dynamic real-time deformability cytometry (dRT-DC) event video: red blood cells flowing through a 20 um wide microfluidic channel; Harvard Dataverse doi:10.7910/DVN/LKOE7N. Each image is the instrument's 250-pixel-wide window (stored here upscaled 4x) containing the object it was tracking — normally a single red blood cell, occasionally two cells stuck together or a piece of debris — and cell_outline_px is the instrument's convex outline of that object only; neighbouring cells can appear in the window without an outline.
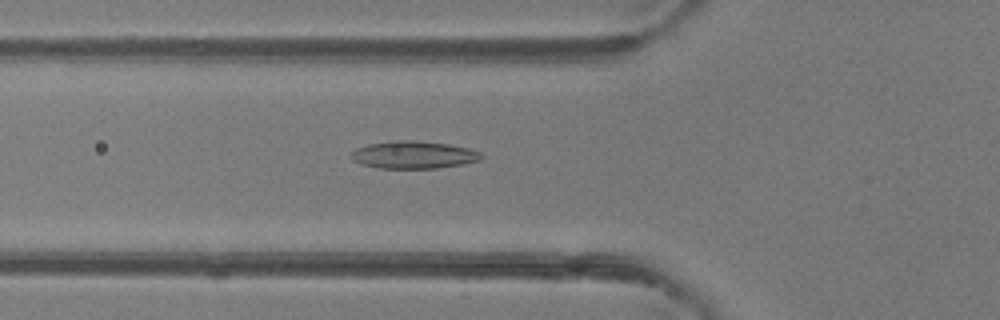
{"species": "common noctule bat (a hibernating species)", "species_latin": "Nyctalus noctula", "temperature_condition": "room temperature", "stored_images_in_passage": 48, "camera_frame_rate_fps": 3000, "um_per_image_px": 0.085, "animal": {"sex": "female"}, "frame": {"image": 1, "passage_image": 17, "time_ms": 5.333, "image_size_px": [1000, 320], "cell_outline_px": [[484, 156], [480, 160], [460, 164], [436, 168], [380, 168], [360, 164], [352, 160], [348, 156], [356, 148], [368, 144], [392, 140], [412, 140], [448, 144], [468, 148], [480, 152]], "centroid_in_image_um": [35.1, 13.15], "position_along_channel_um": 90.7, "area_um2": 20.87}}
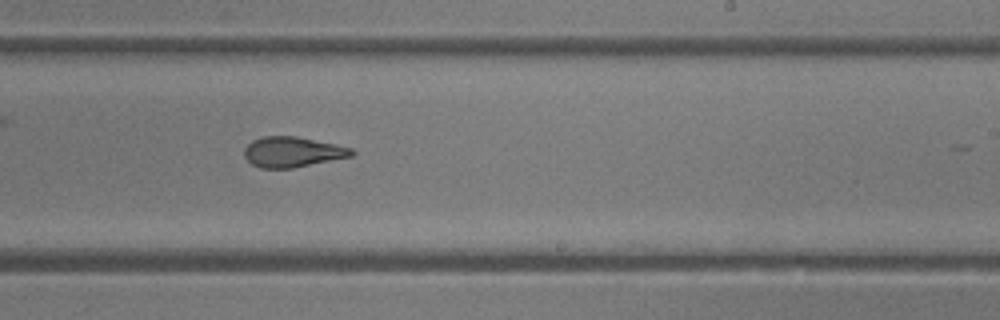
{"frame": {"image": 2, "passage_image": 29, "time_ms": 9.333, "image_size_px": [1000, 320], "cell_outline_px": [[356, 152], [352, 156], [292, 168], [260, 168], [252, 164], [244, 156], [244, 148], [252, 140], [264, 136], [296, 136], [336, 144], [352, 148]], "centroid_in_image_um": [24.86, 12.91], "position_along_channel_um": 264.1, "area_um2": 18.96}}
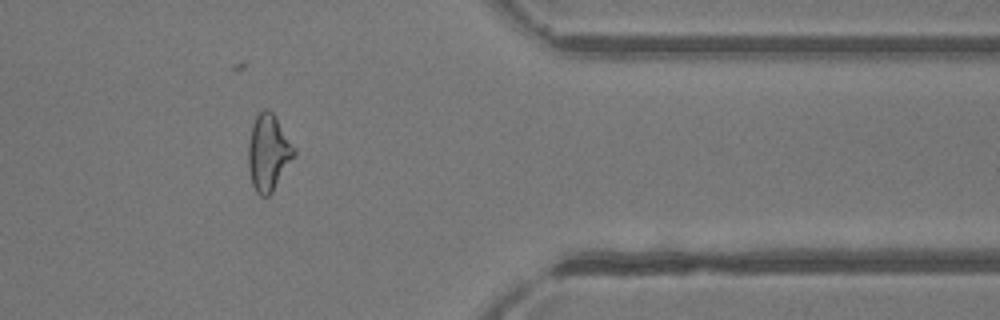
{"frame": {"image": 3, "passage_image": 39, "time_ms": 12.667, "image_size_px": [1000, 320], "cell_outline_px": [[296, 156], [272, 192], [268, 196], [260, 196], [256, 192], [252, 184], [248, 168], [248, 144], [252, 124], [256, 116], [264, 108], [268, 108], [276, 116], [296, 148]], "centroid_in_image_um": [22.83, 12.96], "position_along_channel_um": 388.6, "area_um2": 20.75}, "authors_computed_cell_mechanics": {"area_um2": 20.519, "velocity_mm_per_s": 4.3234, "shape_relaxation_time_tau1_ms": 7.7581, "shape_relaxation_time_tau2_ms": 2.0203, "deformation_change_tau1": 0.2079, "deformation_change_tau2": 0.1088}}